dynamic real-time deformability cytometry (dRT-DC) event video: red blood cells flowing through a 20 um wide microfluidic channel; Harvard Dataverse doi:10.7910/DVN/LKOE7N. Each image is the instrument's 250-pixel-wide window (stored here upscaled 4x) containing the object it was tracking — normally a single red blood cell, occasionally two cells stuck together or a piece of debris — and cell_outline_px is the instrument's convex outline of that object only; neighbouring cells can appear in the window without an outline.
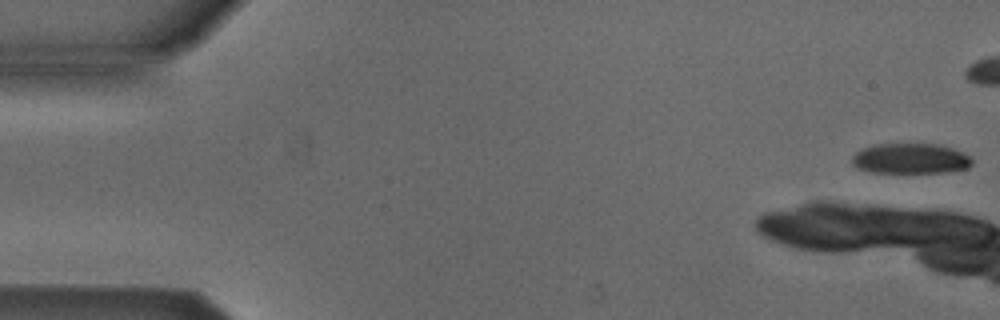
{"species": "Egyptian fruit bat (a non-hibernating species)", "species_latin": "Rousettus aegyptiacus", "temperature_condition": "cold", "stored_images_in_passage": 13, "camera_frame_rate_fps": 3000, "um_per_image_px": 0.085, "animal": {"sex": "male"}, "frame": {"image": 1, "passage_image": 1, "time_ms": 0.0, "image_size_px": [1000, 320], "cell_outline_px": [[972, 164], [968, 168], [948, 172], [872, 172], [856, 168], [852, 164], [852, 156], [856, 152], [864, 148], [876, 144], [940, 144], [952, 148], [968, 156], [972, 160]], "centroid_in_image_um": [77.38, 13.48], "position_along_channel_um": 7.6, "area_um2": 21.1}}